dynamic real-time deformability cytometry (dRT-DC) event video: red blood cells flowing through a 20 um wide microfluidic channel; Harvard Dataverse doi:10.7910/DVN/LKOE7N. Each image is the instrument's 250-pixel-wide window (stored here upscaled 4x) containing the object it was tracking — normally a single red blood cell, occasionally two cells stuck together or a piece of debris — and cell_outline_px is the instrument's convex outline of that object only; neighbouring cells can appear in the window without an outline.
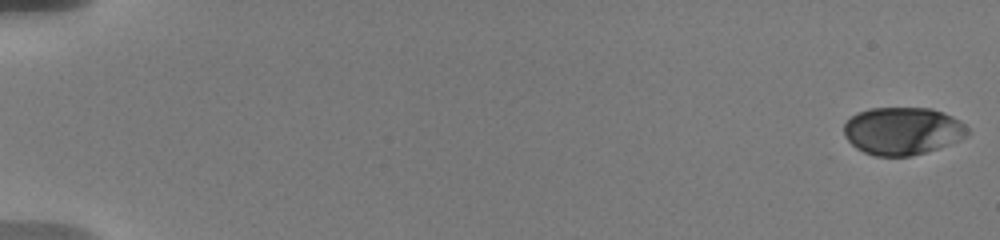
{"species": "human", "species_latin": "Homo sapiens", "temperature_condition": "warm", "stored_images_in_passage": 102, "camera_frame_rate_fps": 3000, "um_per_image_px": 0.085, "donor": {"sex": "male"}, "frame": {"image": 1, "passage_image": 1, "time_ms": 0.0, "image_size_px": [1000, 240], "cell_outline_px": [[972, 132], [968, 136], [960, 140], [912, 156], [876, 156], [864, 152], [856, 148], [844, 136], [844, 124], [856, 112], [868, 108], [932, 108], [944, 112], [960, 120]], "centroid_in_image_um": [76.73, 11.12], "position_along_channel_um": 8.3, "area_um2": 34.51}}
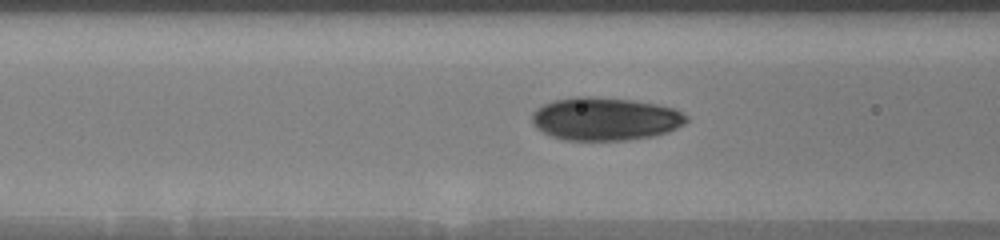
{"frame": {"image": 2, "passage_image": 46, "time_ms": 8.0, "image_size_px": [1000, 240], "cell_outline_px": [[688, 120], [684, 124], [668, 132], [652, 136], [628, 140], [564, 140], [552, 136], [536, 128], [532, 124], [532, 112], [536, 108], [552, 100], [576, 96], [596, 96], [632, 100], [656, 104], [676, 108], [688, 116]], "centroid_in_image_um": [51.43, 10.09], "position_along_channel_um": 115.2, "area_um2": 39.07}}
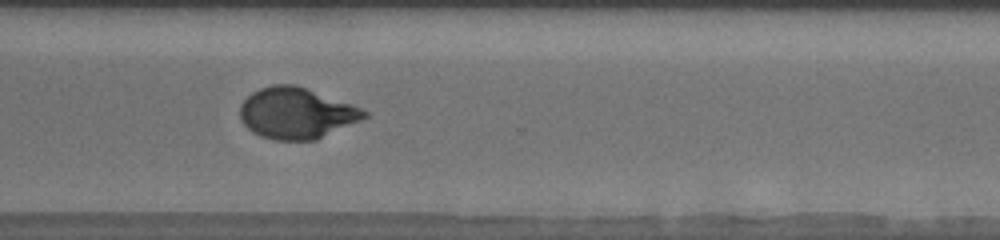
{"frame": {"image": 3, "passage_image": 77, "time_ms": 14.333, "image_size_px": [1000, 240], "cell_outline_px": [[368, 116], [360, 120], [316, 140], [272, 140], [260, 136], [252, 132], [240, 120], [240, 104], [252, 92], [260, 88], [272, 84], [296, 84], [352, 104], [368, 112]], "centroid_in_image_um": [25.17, 9.61], "position_along_channel_um": 345.4, "area_um2": 37.05}, "authors_computed_cell_mechanics": {"area_um2": 36.8186, "velocity_mm_per_s": 3.6505, "shape_relaxation_time_tau1_ms": 5.8163, "shape_relaxation_time_tau2_ms": 0.9346, "deformation_change_tau1": 0.1927, "deformation_change_tau2": 0.0391}}